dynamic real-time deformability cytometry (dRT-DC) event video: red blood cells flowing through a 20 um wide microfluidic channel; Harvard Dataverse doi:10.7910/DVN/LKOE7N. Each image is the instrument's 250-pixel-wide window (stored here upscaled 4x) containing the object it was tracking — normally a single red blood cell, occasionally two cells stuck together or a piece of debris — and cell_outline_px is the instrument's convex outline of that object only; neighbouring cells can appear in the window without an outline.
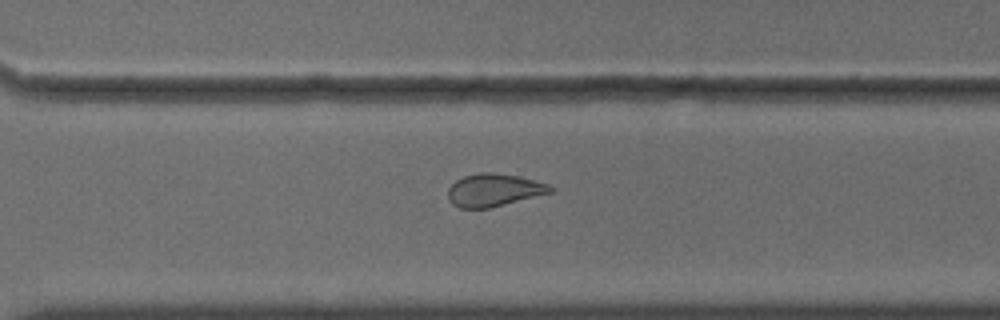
{"species": "common noctule bat (a hibernating species)", "species_latin": "Nyctalus noctula", "temperature_condition": "cold", "stored_images_in_passage": 53, "camera_frame_rate_fps": 3000, "um_per_image_px": 0.085, "animal": {"sex": "male", "body_mass_g": 18.8}, "frame": {"image": 1, "passage_image": 38, "time_ms": 12.333, "image_size_px": [1000, 320], "cell_outline_px": [[552, 192], [488, 208], [460, 208], [452, 204], [448, 200], [448, 188], [456, 180], [464, 176], [480, 172], [492, 172], [520, 176], [548, 184], [552, 188]], "centroid_in_image_um": [41.94, 16.15], "position_along_channel_um": 328.7, "area_um2": 19.36}}
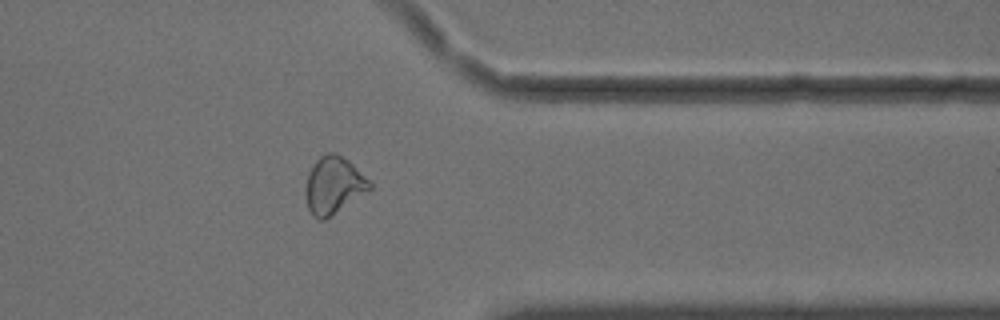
{"frame": {"image": 2, "passage_image": 43, "time_ms": 14.0, "image_size_px": [1000, 320], "cell_outline_px": [[372, 188], [324, 220], [320, 220], [312, 216], [308, 208], [304, 192], [308, 172], [316, 160], [320, 156], [328, 152], [336, 152], [348, 160], [372, 184]], "centroid_in_image_um": [28.31, 15.74], "position_along_channel_um": 383.1, "area_um2": 21.15}}